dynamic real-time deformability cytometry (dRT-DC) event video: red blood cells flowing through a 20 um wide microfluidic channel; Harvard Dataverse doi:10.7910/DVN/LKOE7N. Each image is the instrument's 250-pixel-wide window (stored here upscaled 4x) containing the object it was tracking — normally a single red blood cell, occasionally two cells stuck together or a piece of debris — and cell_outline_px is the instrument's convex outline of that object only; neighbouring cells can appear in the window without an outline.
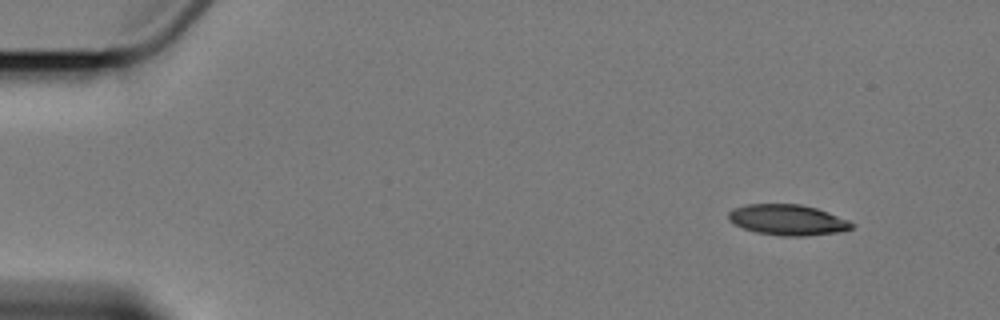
{"species": "Egyptian fruit bat (a non-hibernating species)", "species_latin": "Rousettus aegyptiacus", "temperature_condition": "cold", "stored_images_in_passage": 5, "camera_frame_rate_fps": 3000, "um_per_image_px": 0.085, "animal": {"sex": "female"}, "frame": {"image": 1, "passage_image": 1, "time_ms": 0.0, "image_size_px": [1000, 320], "cell_outline_px": [[856, 224], [852, 228], [844, 232], [808, 236], [780, 236], [756, 232], [732, 224], [728, 220], [728, 212], [736, 208], [748, 204], [800, 204], [816, 208], [828, 212], [848, 220]], "centroid_in_image_um": [66.98, 18.7], "position_along_channel_um": 18.0, "area_um2": 22.25}}
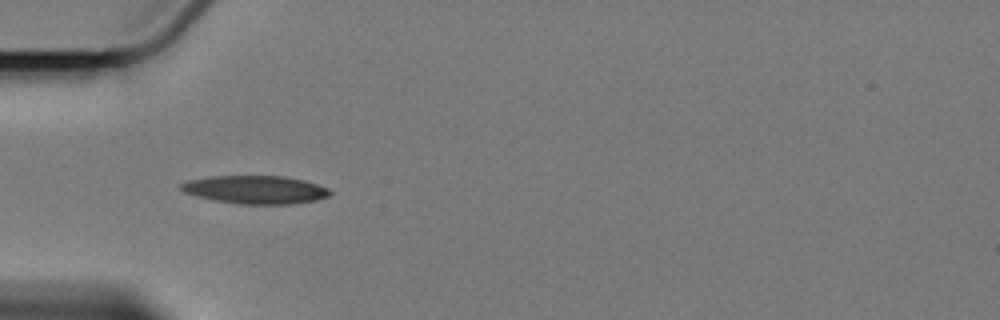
{"frame": {"image": 2, "passage_image": 4, "time_ms": 4.333, "image_size_px": [1000, 320], "cell_outline_px": [[332, 192], [328, 196], [316, 200], [292, 204], [236, 204], [196, 196], [184, 192], [180, 188], [180, 184], [188, 180], [208, 176], [284, 176], [304, 180], [328, 188]], "centroid_in_image_um": [21.7, 16.12], "position_along_channel_um": 63.3, "area_um2": 24.45}}
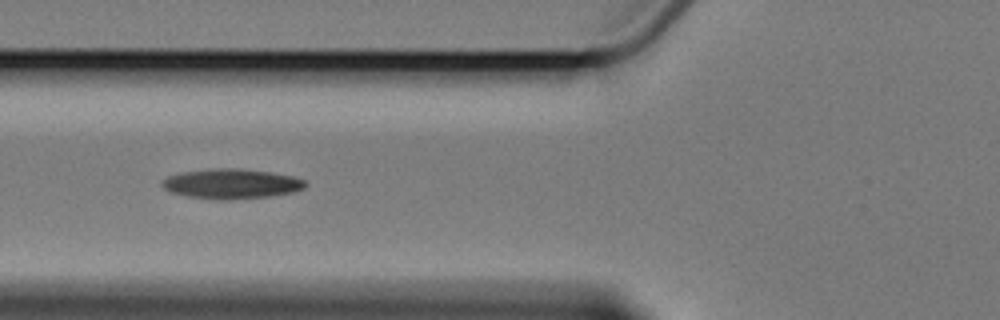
{"frame": {"image": 3, "passage_image": 5, "time_ms": 5.667, "image_size_px": [1000, 320], "cell_outline_px": [[308, 184], [304, 188], [292, 192], [272, 196], [228, 200], [220, 200], [188, 196], [172, 192], [164, 188], [160, 184], [168, 176], [184, 172], [212, 168], [236, 168], [272, 172], [292, 176], [304, 180]], "centroid_in_image_um": [19.7, 15.62], "position_along_channel_um": 106.1, "area_um2": 24.85}}